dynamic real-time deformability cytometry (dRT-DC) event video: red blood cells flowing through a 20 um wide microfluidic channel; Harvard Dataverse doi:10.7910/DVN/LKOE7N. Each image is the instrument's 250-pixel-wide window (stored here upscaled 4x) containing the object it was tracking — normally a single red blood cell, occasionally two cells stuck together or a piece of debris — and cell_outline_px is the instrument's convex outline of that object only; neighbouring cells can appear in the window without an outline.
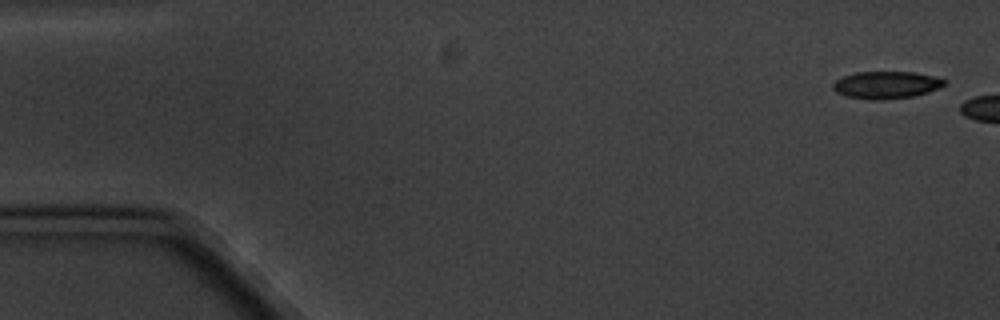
{"species": "common noctule bat (a hibernating species)", "species_latin": "Nyctalus noctula", "temperature_condition": "cold", "stored_images_in_passage": 3, "camera_frame_rate_fps": 3000, "um_per_image_px": 0.085, "animal": {"sex": "male", "body_mass_g": 20.1, "forearm_length_mm": 53.5}, "frame": {"image": 1, "passage_image": 1, "time_ms": 0.0, "image_size_px": [1000, 320], "cell_outline_px": [[948, 84], [928, 92], [912, 96], [880, 100], [868, 100], [848, 96], [836, 92], [832, 88], [832, 84], [836, 80], [844, 76], [856, 72], [916, 72], [948, 80]], "centroid_in_image_um": [75.35, 7.22], "position_along_channel_um": 9.7, "area_um2": 17.74}}